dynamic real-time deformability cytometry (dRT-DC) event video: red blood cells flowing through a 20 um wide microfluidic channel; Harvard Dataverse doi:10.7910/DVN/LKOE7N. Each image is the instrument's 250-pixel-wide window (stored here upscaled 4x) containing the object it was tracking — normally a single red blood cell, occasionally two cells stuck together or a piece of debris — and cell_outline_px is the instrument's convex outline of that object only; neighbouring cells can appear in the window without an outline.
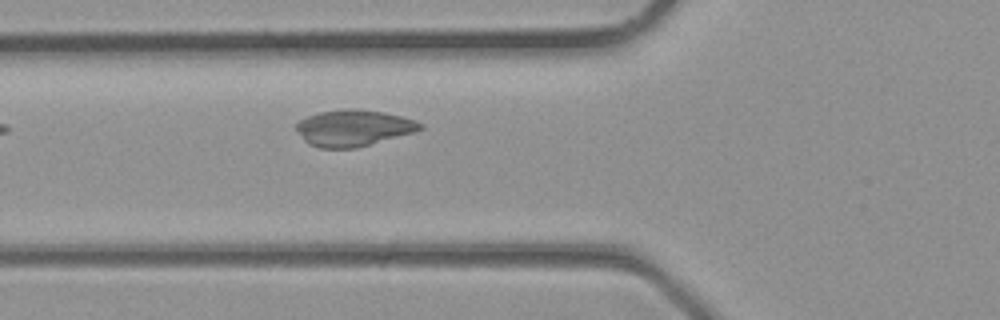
{"species": "common noctule bat (a hibernating species)", "species_latin": "Nyctalus noctula", "temperature_condition": "room temperature", "stored_images_in_passage": 3, "camera_frame_rate_fps": 3000, "um_per_image_px": 0.085, "animal": {"sex": "male", "body_mass_g": 23.1, "forearm_length_mm": 52.7}, "frame": {"image": 1, "passage_image": 3, "time_ms": 0.667, "image_size_px": [1000, 320], "cell_outline_px": [[424, 128], [412, 132], [356, 148], [320, 148], [308, 144], [304, 140], [296, 128], [296, 124], [300, 120], [308, 116], [320, 112], [344, 108], [356, 108], [384, 112], [416, 120], [424, 124]], "centroid_in_image_um": [30.04, 10.86], "position_along_channel_um": 95.8, "area_um2": 26.13}}